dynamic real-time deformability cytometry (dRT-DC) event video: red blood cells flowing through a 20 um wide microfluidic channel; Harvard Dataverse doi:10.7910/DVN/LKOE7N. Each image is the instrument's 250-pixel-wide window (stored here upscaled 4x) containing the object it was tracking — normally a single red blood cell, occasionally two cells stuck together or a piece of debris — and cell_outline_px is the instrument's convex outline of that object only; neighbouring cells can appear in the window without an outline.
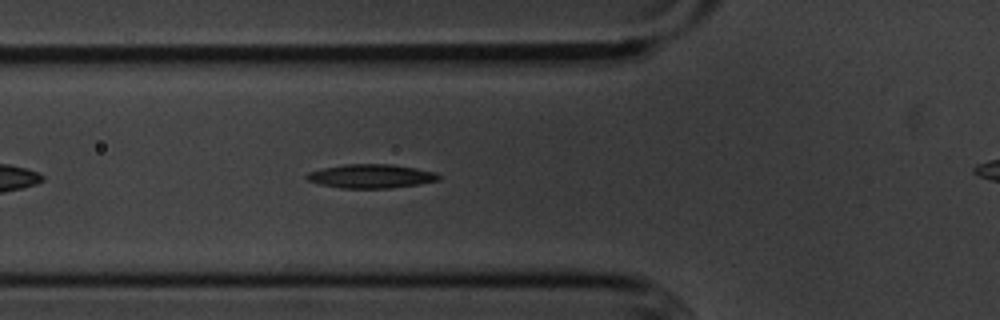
{"species": "common noctule bat (a hibernating species)", "species_latin": "Nyctalus noctula", "temperature_condition": "cold", "stored_images_in_passage": 36, "camera_frame_rate_fps": 3000, "um_per_image_px": 0.085, "animal": {"sex": "male", "body_mass_g": 20.1, "forearm_length_mm": 53.5}, "frame": {"image": 1, "passage_image": 7, "time_ms": 2.0, "image_size_px": [1000, 320], "cell_outline_px": [[440, 180], [420, 184], [388, 188], [340, 188], [320, 184], [308, 180], [304, 176], [308, 172], [324, 168], [344, 164], [392, 164], [416, 168], [436, 172], [440, 176]], "centroid_in_image_um": [31.55, 14.97], "position_along_channel_um": 94.2, "area_um2": 18.38}}
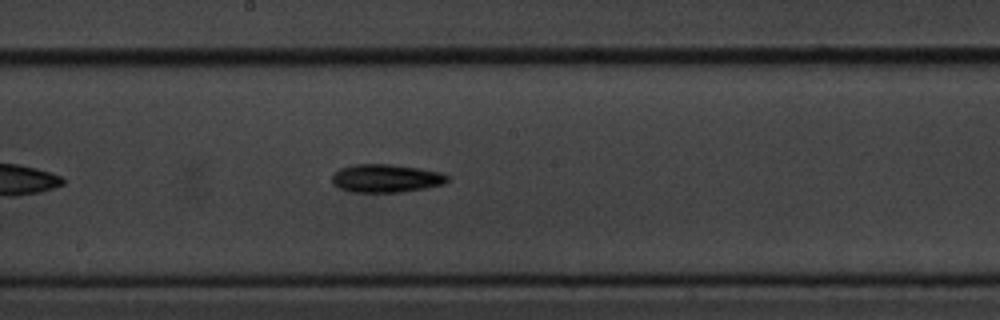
{"frame": {"image": 2, "passage_image": 17, "time_ms": 5.333, "image_size_px": [1000, 320], "cell_outline_px": [[448, 180], [444, 184], [424, 188], [400, 192], [352, 192], [340, 188], [332, 184], [332, 176], [340, 168], [356, 164], [392, 164], [420, 168], [440, 172], [448, 176]], "centroid_in_image_um": [32.8, 15.15], "position_along_channel_um": 215.4, "area_um2": 18.9}}
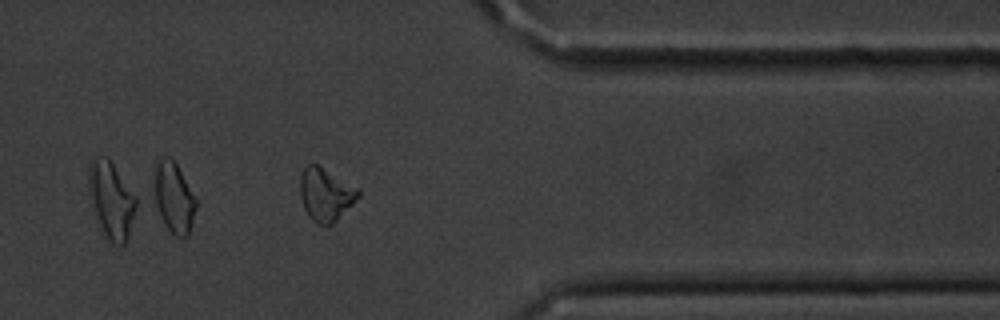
{"frame": {"image": 3, "passage_image": 32, "time_ms": 10.333, "image_size_px": [1000, 320], "cell_outline_px": [[360, 196], [332, 224], [316, 224], [308, 216], [304, 208], [300, 196], [300, 176], [304, 168], [308, 164], [316, 164], [360, 188]], "centroid_in_image_um": [27.68, 16.52], "position_along_channel_um": 383.7, "area_um2": 17.86}}